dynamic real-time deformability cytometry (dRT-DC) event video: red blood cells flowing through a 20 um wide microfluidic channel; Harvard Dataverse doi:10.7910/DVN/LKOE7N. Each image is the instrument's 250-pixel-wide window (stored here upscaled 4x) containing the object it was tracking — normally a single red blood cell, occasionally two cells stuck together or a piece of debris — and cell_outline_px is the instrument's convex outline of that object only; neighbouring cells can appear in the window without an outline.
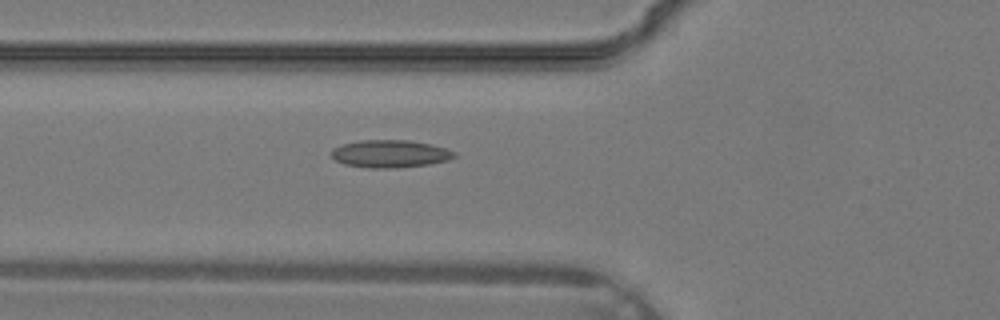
{"species": "common noctule bat (a hibernating species)", "species_latin": "Nyctalus noctula", "temperature_condition": "warm", "stored_images_in_passage": 25, "camera_frame_rate_fps": 3000, "um_per_image_px": 0.085, "animal": {"sex": "male", "body_mass_g": 19.2, "forearm_length_mm": 51.8}, "frame": {"image": 1, "passage_image": 3, "time_ms": 0.667, "image_size_px": [1000, 320], "cell_outline_px": [[456, 156], [448, 160], [432, 164], [400, 168], [368, 168], [344, 164], [336, 160], [332, 156], [332, 148], [344, 144], [360, 140], [408, 140], [428, 144], [444, 148], [456, 152]], "centroid_in_image_um": [33.17, 13.08], "position_along_channel_um": 92.6, "area_um2": 19.77}}
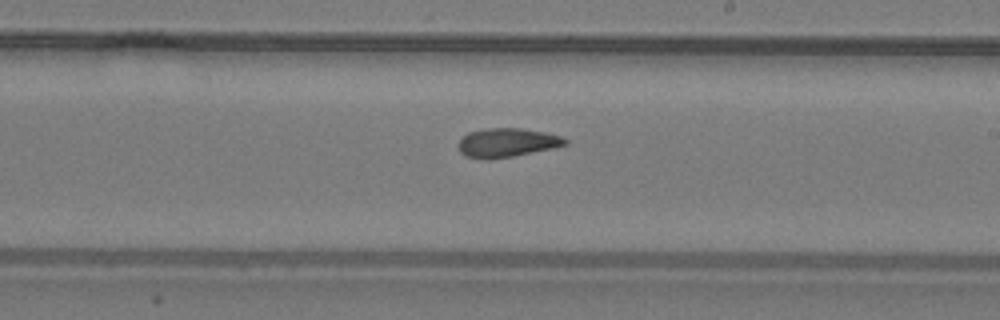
{"frame": {"image": 2, "passage_image": 11, "time_ms": 3.333, "image_size_px": [1000, 320], "cell_outline_px": [[568, 144], [552, 148], [512, 156], [488, 160], [484, 160], [464, 156], [460, 152], [456, 144], [468, 132], [488, 128], [520, 128], [544, 132], [560, 136], [568, 140]], "centroid_in_image_um": [43.04, 12.13], "position_along_channel_um": 246.0, "area_um2": 18.03}}
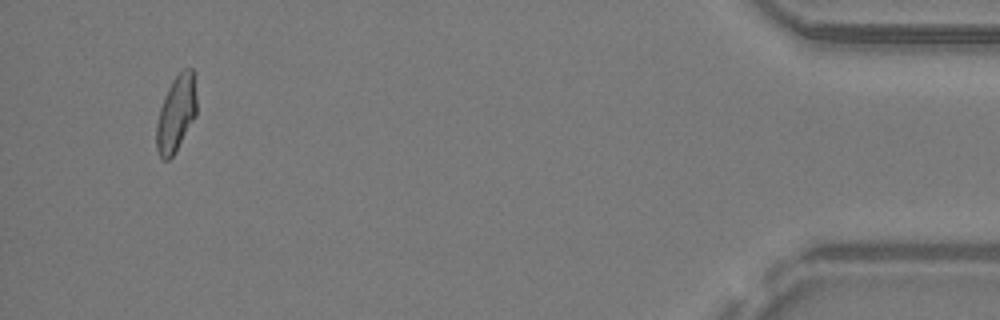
{"frame": {"image": 3, "passage_image": 24, "time_ms": 7.667, "image_size_px": [1000, 320], "cell_outline_px": [[196, 116], [176, 152], [168, 160], [164, 160], [160, 156], [156, 148], [156, 124], [160, 108], [164, 96], [172, 80], [184, 68], [192, 68], [196, 72]], "centroid_in_image_um": [14.99, 9.62], "position_along_channel_um": 420.2, "area_um2": 18.21}}